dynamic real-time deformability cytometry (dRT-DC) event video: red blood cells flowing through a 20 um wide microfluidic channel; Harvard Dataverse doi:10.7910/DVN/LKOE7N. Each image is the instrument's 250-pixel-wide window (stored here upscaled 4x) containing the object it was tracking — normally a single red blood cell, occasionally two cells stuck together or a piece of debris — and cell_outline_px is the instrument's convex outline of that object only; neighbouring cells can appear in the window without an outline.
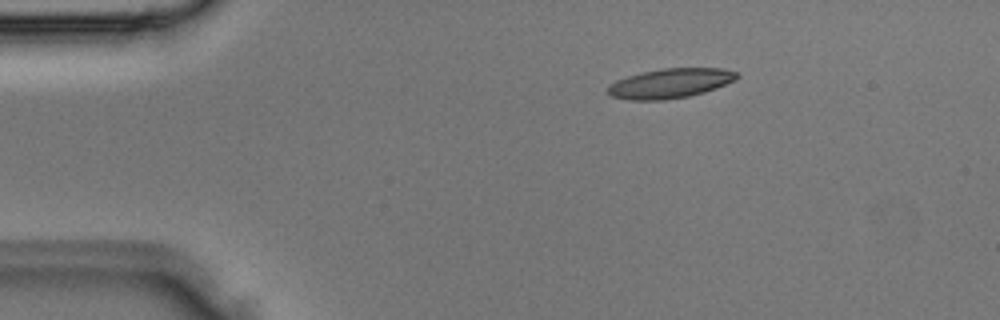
{"species": "Egyptian fruit bat (a non-hibernating species)", "species_latin": "Rousettus aegyptiacus", "temperature_condition": "room temperature", "stored_images_in_passage": 5, "camera_frame_rate_fps": 3000, "um_per_image_px": 0.085, "animal": {"sex": "male"}, "frame": {"image": 1, "passage_image": 5, "time_ms": 1.333, "image_size_px": [1000, 320], "cell_outline_px": [[740, 76], [736, 80], [716, 88], [704, 92], [688, 96], [664, 100], [632, 100], [612, 96], [608, 92], [608, 84], [616, 80], [628, 76], [644, 72], [664, 68], [724, 68], [736, 72]], "centroid_in_image_um": [57.0, 7.08], "position_along_channel_um": 28.0, "area_um2": 22.2}}